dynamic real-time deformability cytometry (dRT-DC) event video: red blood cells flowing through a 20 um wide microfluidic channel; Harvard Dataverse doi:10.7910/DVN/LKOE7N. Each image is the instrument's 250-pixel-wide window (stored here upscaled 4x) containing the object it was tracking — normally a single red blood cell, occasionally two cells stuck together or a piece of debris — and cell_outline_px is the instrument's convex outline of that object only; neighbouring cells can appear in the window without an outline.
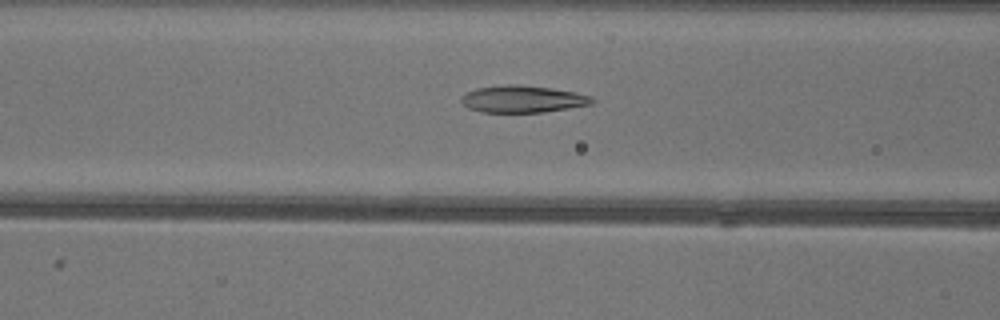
{"species": "common noctule bat (a hibernating species)", "species_latin": "Nyctalus noctula", "temperature_condition": "warm", "stored_images_in_passage": 41, "camera_frame_rate_fps": 3000, "um_per_image_px": 0.085, "animal": {"sex": "female"}, "frame": {"image": 1, "passage_image": 20, "time_ms": 6.333, "image_size_px": [1000, 320], "cell_outline_px": [[596, 100], [592, 104], [544, 112], [480, 112], [468, 108], [460, 100], [460, 96], [476, 88], [504, 84], [520, 84], [552, 88], [576, 92], [592, 96]], "centroid_in_image_um": [44.43, 8.41], "position_along_channel_um": 122.2, "area_um2": 20.81}}
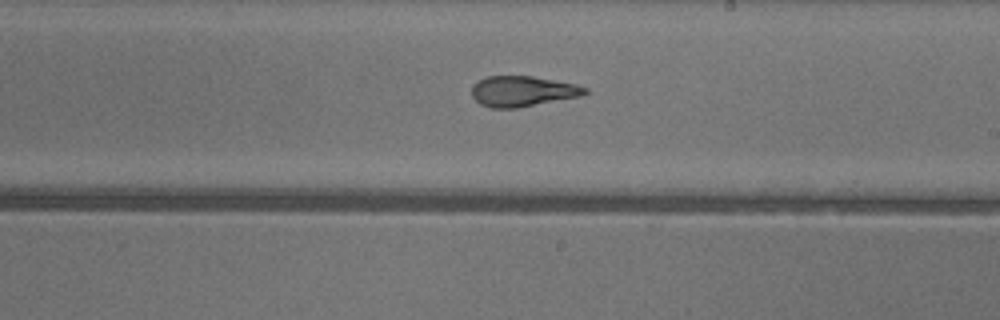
{"frame": {"image": 2, "passage_image": 29, "time_ms": 9.333, "image_size_px": [1000, 320], "cell_outline_px": [[588, 92], [580, 96], [516, 108], [492, 108], [480, 104], [472, 96], [472, 84], [488, 76], [532, 76], [576, 84], [588, 88]], "centroid_in_image_um": [44.41, 7.75], "position_along_channel_um": 244.6, "area_um2": 20.0}}
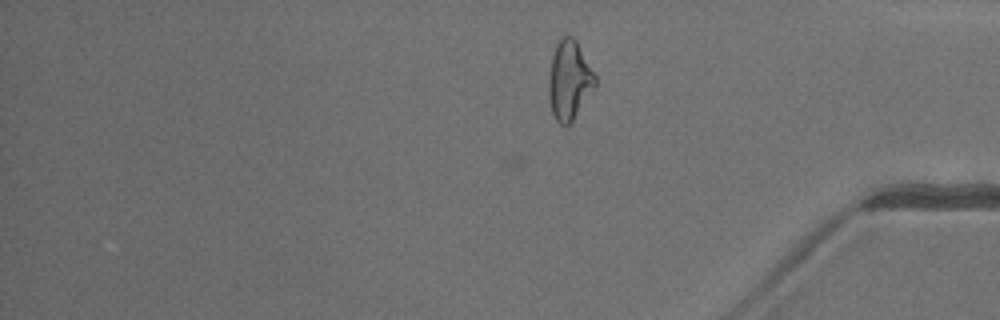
{"frame": {"image": 3, "passage_image": 41, "time_ms": 13.333, "image_size_px": [1000, 320], "cell_outline_px": [[596, 84], [572, 120], [568, 124], [560, 124], [556, 120], [552, 112], [548, 100], [548, 80], [552, 56], [556, 44], [564, 36], [572, 36], [576, 40], [596, 76]], "centroid_in_image_um": [48.36, 6.8], "position_along_channel_um": 386.8, "area_um2": 21.04}, "authors_computed_cell_mechanics": {"area_um2": 20.6924, "velocity_mm_per_s": 4.0884, "shape_relaxation_time_tau1_ms": 9.3365, "shape_relaxation_time_tau2_ms": 1.9351, "deformation_change_tau1": 0.2545, "deformation_change_tau2": 0.0994}}